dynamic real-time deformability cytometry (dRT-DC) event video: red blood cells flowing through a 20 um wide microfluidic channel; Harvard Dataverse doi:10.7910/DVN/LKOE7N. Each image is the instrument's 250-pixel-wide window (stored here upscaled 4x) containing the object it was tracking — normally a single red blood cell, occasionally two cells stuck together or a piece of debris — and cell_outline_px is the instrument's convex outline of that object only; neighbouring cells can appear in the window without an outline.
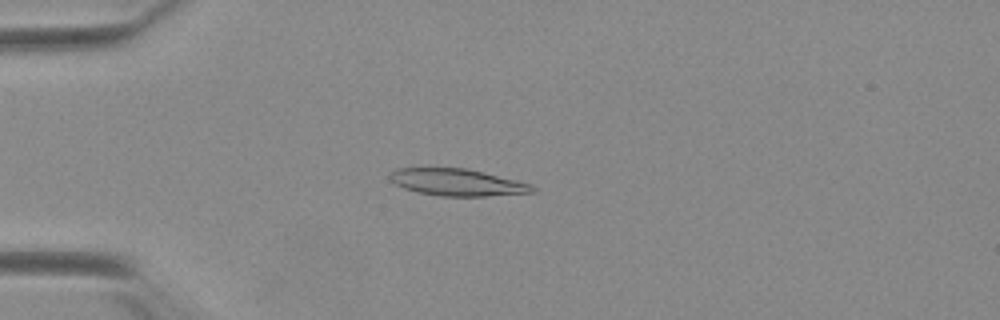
{"species": "Egyptian fruit bat (a non-hibernating species)", "species_latin": "Rousettus aegyptiacus", "temperature_condition": "warm", "stored_images_in_passage": 52, "camera_frame_rate_fps": 3000, "um_per_image_px": 0.085, "animal": {"sex": "female"}, "frame": {"image": 1, "passage_image": 14, "time_ms": 4.333, "image_size_px": [1000, 320], "cell_outline_px": [[536, 192], [484, 196], [440, 196], [420, 192], [404, 188], [396, 184], [388, 176], [396, 168], [464, 168], [516, 180], [532, 184], [536, 188]], "centroid_in_image_um": [38.88, 15.5], "position_along_channel_um": 46.1, "area_um2": 22.08}}
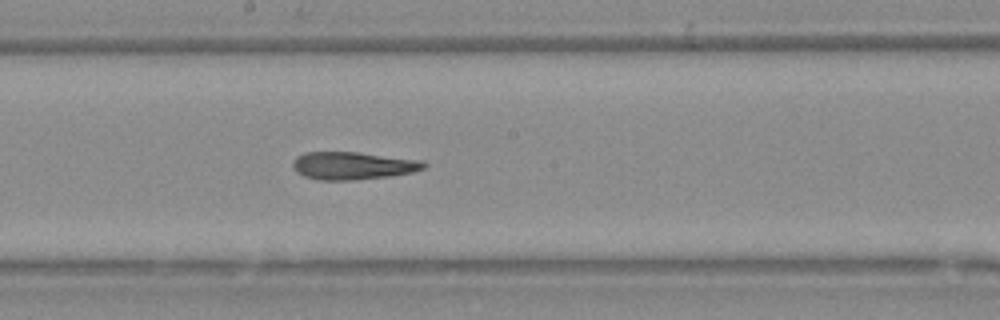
{"frame": {"image": 2, "passage_image": 29, "time_ms": 9.333, "image_size_px": [1000, 320], "cell_outline_px": [[428, 164], [424, 168], [412, 172], [388, 176], [356, 180], [320, 180], [304, 176], [296, 172], [292, 164], [296, 156], [304, 152], [356, 152], [424, 160]], "centroid_in_image_um": [30.0, 14.08], "position_along_channel_um": 218.2, "area_um2": 21.21}}
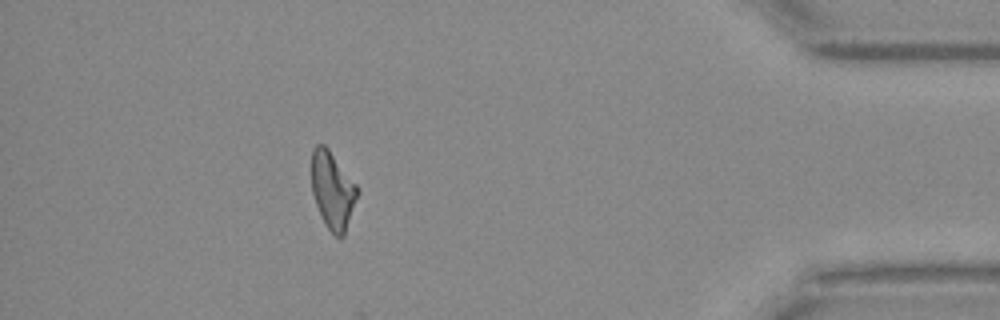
{"frame": {"image": 3, "passage_image": 47, "time_ms": 15.333, "image_size_px": [1000, 320], "cell_outline_px": [[356, 196], [344, 236], [336, 236], [328, 228], [316, 204], [312, 192], [312, 148], [316, 144], [324, 144], [328, 148], [356, 184]], "centroid_in_image_um": [28.23, 16.12], "position_along_channel_um": 407.0, "area_um2": 19.88}, "authors_computed_cell_mechanics": {"area_um2": 21.4438, "velocity_mm_per_s": 3.9169, "shape_relaxation_time_tau1_ms": null, "shape_relaxation_time_tau2_ms": 8.1819, "deformation_change_tau1": null, "deformation_change_tau2": 0.2342}}